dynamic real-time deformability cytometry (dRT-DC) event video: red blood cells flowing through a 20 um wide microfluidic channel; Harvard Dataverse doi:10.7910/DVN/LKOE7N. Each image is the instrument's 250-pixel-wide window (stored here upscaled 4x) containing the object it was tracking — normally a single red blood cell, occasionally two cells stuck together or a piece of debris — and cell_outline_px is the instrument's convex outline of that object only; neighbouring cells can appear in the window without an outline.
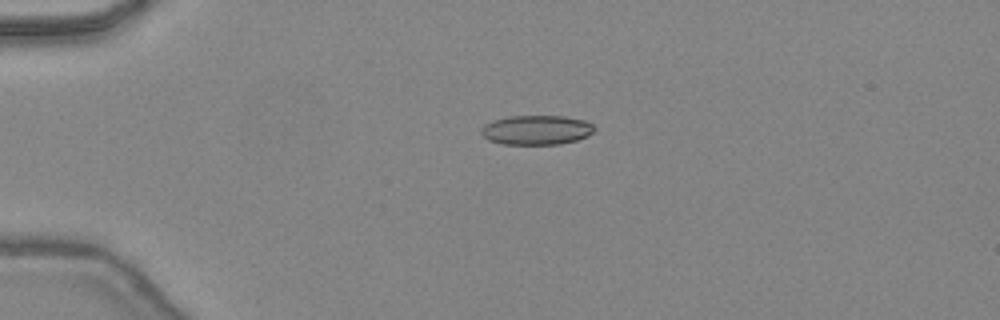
{"species": "common noctule bat (a hibernating species)", "species_latin": "Nyctalus noctula", "temperature_condition": "warm", "stored_images_in_passage": 38, "camera_frame_rate_fps": 3000, "um_per_image_px": 0.085, "animal": {"sex": "female", "body_mass_g": 24.6, "forearm_length_mm": 56.2}, "frame": {"image": 1, "passage_image": 3, "time_ms": 0.667, "image_size_px": [1000, 320], "cell_outline_px": [[596, 128], [588, 136], [576, 140], [560, 144], [500, 144], [488, 140], [480, 132], [484, 124], [492, 120], [508, 116], [564, 116], [584, 120], [592, 124]], "centroid_in_image_um": [45.58, 11.04], "position_along_channel_um": 39.4, "area_um2": 19.54}}
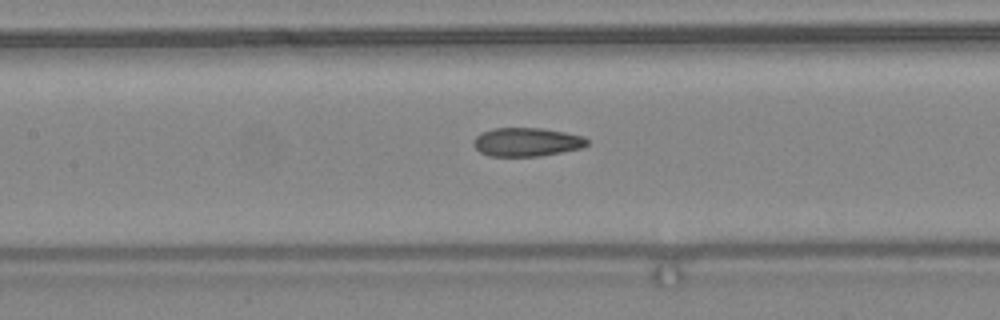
{"frame": {"image": 2, "passage_image": 14, "time_ms": 4.333, "image_size_px": [1000, 320], "cell_outline_px": [[588, 144], [580, 148], [540, 156], [488, 156], [480, 152], [472, 144], [476, 136], [492, 128], [544, 128], [584, 136], [588, 140]], "centroid_in_image_um": [44.76, 12.07], "position_along_channel_um": 162.6, "area_um2": 18.9}}
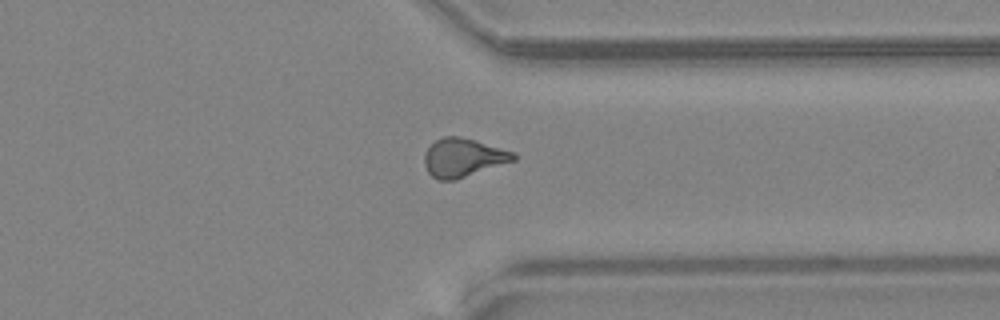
{"frame": {"image": 3, "passage_image": 28, "time_ms": 9.0, "image_size_px": [1000, 320], "cell_outline_px": [[516, 160], [456, 180], [436, 180], [428, 172], [424, 164], [424, 152], [436, 140], [444, 136], [460, 136], [476, 140], [516, 152]], "centroid_in_image_um": [39.38, 13.4], "position_along_channel_um": 372.0, "area_um2": 20.23}, "authors_computed_cell_mechanics": {"area_um2": 19.363, "velocity_mm_per_s": 4.5047, "shape_relaxation_time_tau1_ms": null, "shape_relaxation_time_tau2_ms": 2.0898, "deformation_change_tau1": null, "deformation_change_tau2": 0.0954}}